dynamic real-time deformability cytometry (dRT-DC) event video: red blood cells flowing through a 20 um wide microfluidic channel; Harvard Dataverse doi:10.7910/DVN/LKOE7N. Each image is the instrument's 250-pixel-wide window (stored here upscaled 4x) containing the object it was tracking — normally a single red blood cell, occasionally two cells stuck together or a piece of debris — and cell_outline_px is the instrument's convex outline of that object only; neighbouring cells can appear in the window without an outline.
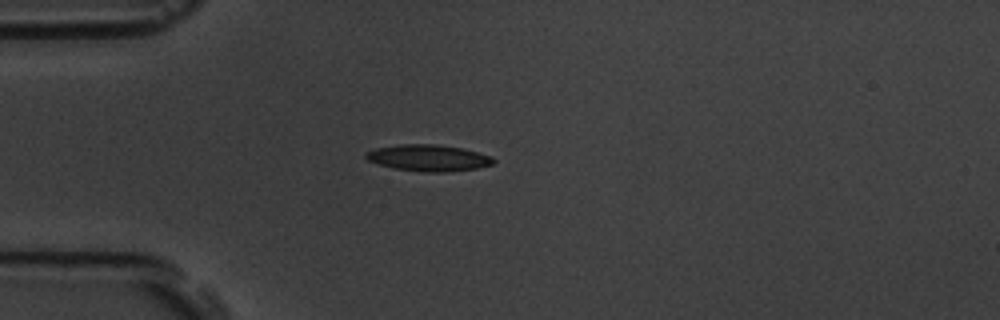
{"species": "common noctule bat (a hibernating species)", "species_latin": "Nyctalus noctula", "temperature_condition": "room temperature", "stored_images_in_passage": 5, "camera_frame_rate_fps": 3000, "um_per_image_px": 0.085, "animal": {"sex": "male", "body_mass_g": 19.5, "forearm_length_mm": 54.6}, "frame": {"image": 1, "passage_image": 4, "time_ms": 1.0, "image_size_px": [1000, 320], "cell_outline_px": [[496, 160], [492, 164], [476, 168], [448, 172], [424, 172], [392, 168], [368, 160], [364, 156], [368, 152], [376, 148], [400, 144], [436, 144], [464, 148], [492, 156]], "centroid_in_image_um": [36.45, 13.42], "position_along_channel_um": 48.6, "area_um2": 19.65}}